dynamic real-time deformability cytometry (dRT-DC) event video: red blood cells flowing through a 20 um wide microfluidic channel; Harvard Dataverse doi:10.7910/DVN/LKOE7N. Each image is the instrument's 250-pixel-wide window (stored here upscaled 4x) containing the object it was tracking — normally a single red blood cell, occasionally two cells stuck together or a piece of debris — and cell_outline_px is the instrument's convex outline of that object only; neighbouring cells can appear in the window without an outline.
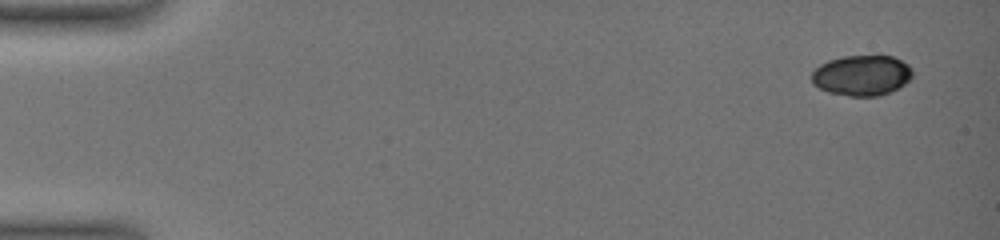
{"species": "common noctule bat (a hibernating species)", "species_latin": "Nyctalus noctula", "temperature_condition": "warm", "stored_images_in_passage": 10, "camera_frame_rate_fps": 3000, "um_per_image_px": 0.085, "animal": {"sex": "female", "body_mass_g": 19.0, "forearm_length_mm": 51.5}, "frame": {"image": 1, "passage_image": 1, "time_ms": 0.0, "image_size_px": [1000, 240], "cell_outline_px": [[912, 76], [904, 84], [880, 96], [848, 96], [828, 92], [812, 84], [812, 72], [820, 64], [828, 60], [844, 56], [876, 52], [892, 56], [908, 64], [912, 68]], "centroid_in_image_um": [73.25, 6.35], "position_along_channel_um": 11.7, "area_um2": 24.39}}
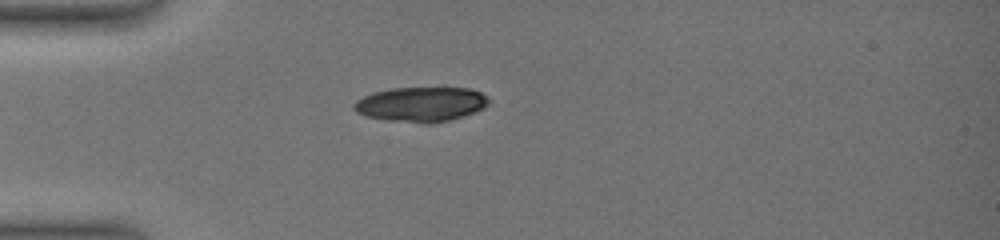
{"frame": {"image": 2, "passage_image": 6, "time_ms": 4.667, "image_size_px": [1000, 240], "cell_outline_px": [[488, 104], [484, 108], [476, 112], [464, 116], [448, 120], [428, 124], [420, 124], [388, 120], [364, 116], [356, 112], [352, 108], [352, 104], [356, 100], [372, 92], [392, 88], [440, 84], [444, 84], [468, 88], [480, 92], [488, 96]], "centroid_in_image_um": [35.81, 8.81], "position_along_channel_um": 49.2, "area_um2": 28.73}}
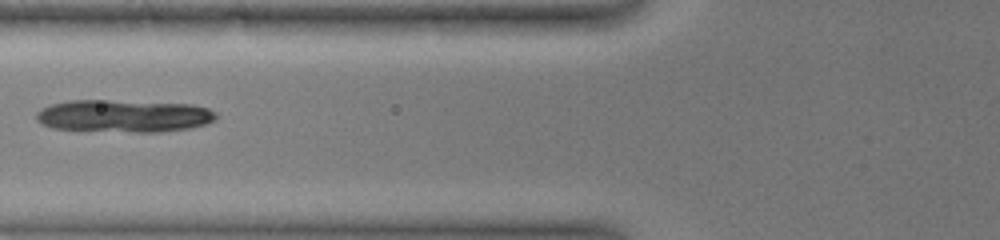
{"frame": {"image": 3, "passage_image": 9, "time_ms": 7.0, "image_size_px": [1000, 240], "cell_outline_px": [[216, 120], [192, 128], [160, 132], [136, 132], [52, 128], [40, 124], [36, 120], [36, 112], [40, 108], [48, 104], [68, 100], [108, 100], [192, 104], [208, 108], [216, 112]], "centroid_in_image_um": [10.5, 9.85], "position_along_channel_um": 115.3, "area_um2": 34.33}}